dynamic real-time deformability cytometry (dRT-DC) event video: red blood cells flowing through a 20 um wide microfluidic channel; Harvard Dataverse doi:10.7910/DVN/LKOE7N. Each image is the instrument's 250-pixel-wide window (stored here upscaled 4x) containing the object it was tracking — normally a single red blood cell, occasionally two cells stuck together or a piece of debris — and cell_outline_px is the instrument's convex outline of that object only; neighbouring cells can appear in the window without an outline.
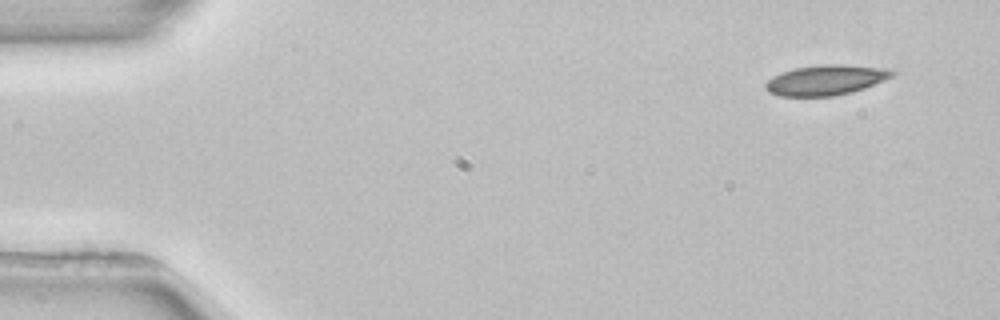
{"species": "common noctule bat (a hibernating species)", "species_latin": "Nyctalus noctula", "temperature_condition": "room temperature", "stored_images_in_passage": 3, "camera_frame_rate_fps": 3000, "um_per_image_px": 0.085, "animal": {"sex": "female", "body_mass_g": 22.7, "forearm_length_mm": 54.2}, "frame": {"image": 1, "passage_image": 1, "time_ms": 0.0, "image_size_px": [1000, 320], "cell_outline_px": [[896, 72], [892, 76], [864, 88], [852, 92], [832, 96], [780, 96], [768, 92], [764, 88], [764, 84], [772, 76], [780, 72], [796, 68], [824, 64], [840, 64], [876, 68]], "centroid_in_image_um": [70.09, 6.82], "position_along_channel_um": 14.9, "area_um2": 21.91}}
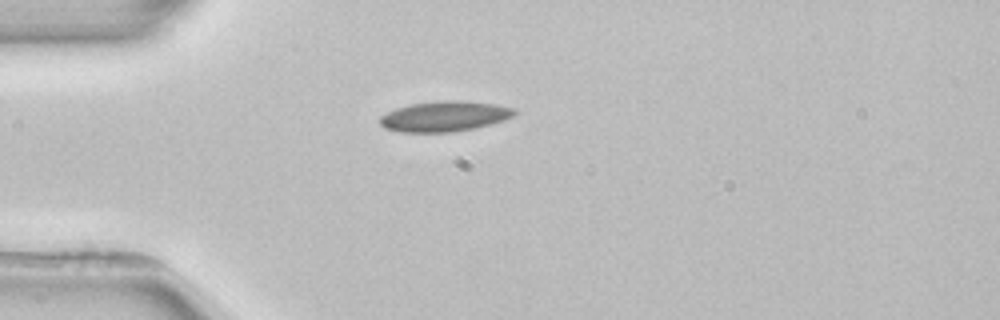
{"frame": {"image": 2, "passage_image": 3, "time_ms": 3.333, "image_size_px": [1000, 320], "cell_outline_px": [[516, 112], [512, 116], [504, 120], [476, 128], [452, 132], [400, 132], [384, 128], [380, 124], [380, 116], [396, 108], [412, 104], [444, 100], [460, 100], [496, 104], [516, 108]], "centroid_in_image_um": [37.8, 9.89], "position_along_channel_um": 47.2, "area_um2": 23.81}}